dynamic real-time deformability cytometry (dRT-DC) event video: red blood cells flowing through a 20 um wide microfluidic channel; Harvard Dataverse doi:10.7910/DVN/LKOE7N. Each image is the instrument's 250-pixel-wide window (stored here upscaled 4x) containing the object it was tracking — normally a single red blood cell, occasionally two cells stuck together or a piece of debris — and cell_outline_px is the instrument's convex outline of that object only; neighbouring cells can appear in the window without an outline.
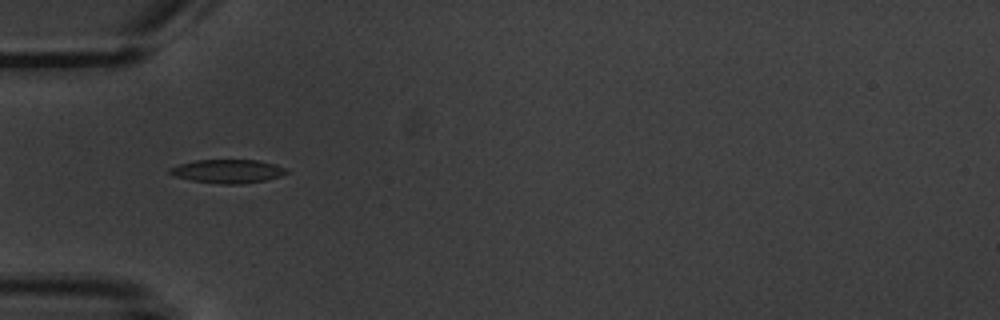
{"species": "common noctule bat (a hibernating species)", "species_latin": "Nyctalus noctula", "temperature_condition": "warm", "stored_images_in_passage": 6, "camera_frame_rate_fps": 3000, "um_per_image_px": 0.085, "animal": {"sex": "male", "body_mass_g": 20.1, "forearm_length_mm": 53.5}, "frame": {"image": 1, "passage_image": 6, "time_ms": 6.0, "image_size_px": [1000, 320], "cell_outline_px": [[288, 172], [280, 176], [264, 180], [244, 184], [220, 184], [192, 180], [172, 176], [168, 172], [168, 168], [180, 164], [196, 160], [256, 160], [276, 164], [288, 168]], "centroid_in_image_um": [19.35, 14.55], "position_along_channel_um": 65.7, "area_um2": 16.13}}